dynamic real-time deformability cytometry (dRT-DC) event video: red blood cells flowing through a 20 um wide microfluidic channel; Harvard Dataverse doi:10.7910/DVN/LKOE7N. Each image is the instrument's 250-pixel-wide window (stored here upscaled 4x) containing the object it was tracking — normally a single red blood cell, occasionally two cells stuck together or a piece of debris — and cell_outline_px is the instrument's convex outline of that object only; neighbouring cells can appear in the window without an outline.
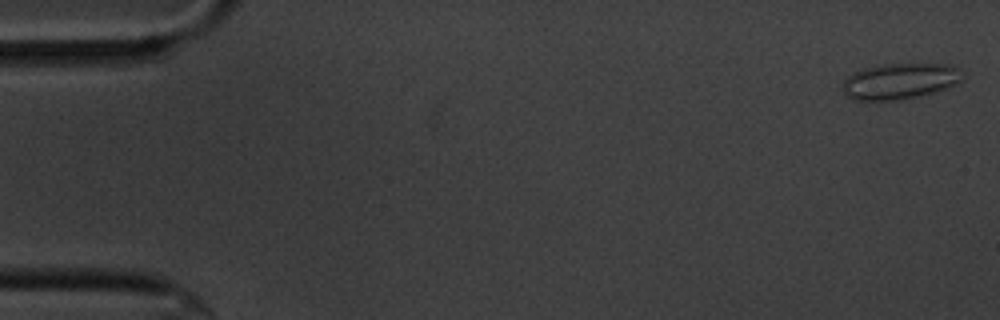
{"species": "common noctule bat (a hibernating species)", "species_latin": "Nyctalus noctula", "temperature_condition": "cold", "stored_images_in_passage": 14, "camera_frame_rate_fps": 3000, "um_per_image_px": 0.085, "animal": {"sex": "male", "body_mass_g": 20.1, "forearm_length_mm": 53.5}, "frame": {"image": 1, "passage_image": 1, "time_ms": 0.0, "image_size_px": [1000, 320], "cell_outline_px": [[964, 76], [956, 84], [936, 92], [904, 100], [852, 100], [844, 96], [840, 88], [844, 80], [848, 76], [860, 68], [876, 64], [948, 64], [960, 68]], "centroid_in_image_um": [76.44, 6.9], "position_along_channel_um": 8.6, "area_um2": 25.78}}